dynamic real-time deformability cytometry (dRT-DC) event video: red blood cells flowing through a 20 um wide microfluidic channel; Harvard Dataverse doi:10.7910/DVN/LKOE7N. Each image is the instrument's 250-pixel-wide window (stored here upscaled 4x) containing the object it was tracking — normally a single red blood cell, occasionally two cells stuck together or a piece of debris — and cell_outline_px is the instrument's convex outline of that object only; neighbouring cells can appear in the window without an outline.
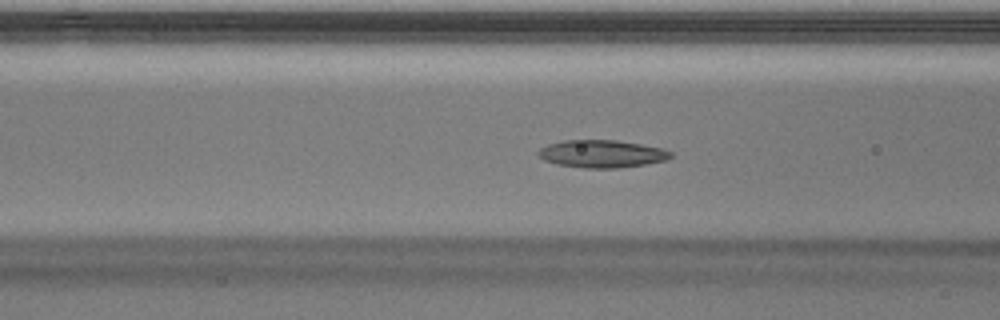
{"species": "Egyptian fruit bat (a non-hibernating species)", "species_latin": "Rousettus aegyptiacus", "temperature_condition": "warm", "stored_images_in_passage": 51, "camera_frame_rate_fps": 3000, "um_per_image_px": 0.085, "animal": {"sex": "male"}, "frame": {"image": 1, "passage_image": 20, "time_ms": 6.333, "image_size_px": [1000, 320], "cell_outline_px": [[672, 156], [668, 160], [644, 164], [616, 168], [584, 168], [556, 164], [544, 160], [536, 152], [540, 148], [548, 144], [564, 140], [616, 140], [640, 144], [660, 148], [672, 152]], "centroid_in_image_um": [51.14, 13.07], "position_along_channel_um": 115.5, "area_um2": 21.21}}
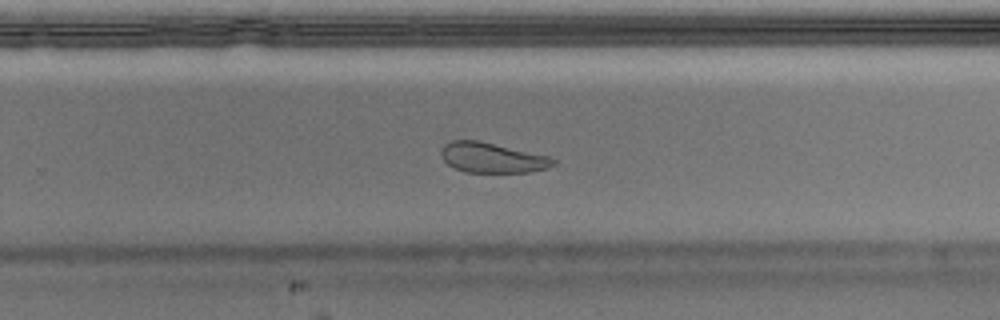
{"frame": {"image": 2, "passage_image": 33, "time_ms": 10.667, "image_size_px": [1000, 320], "cell_outline_px": [[556, 164], [548, 168], [528, 172], [464, 172], [448, 164], [440, 156], [440, 152], [444, 144], [452, 140], [476, 140], [548, 156], [556, 160]], "centroid_in_image_um": [41.81, 13.41], "position_along_channel_um": 288.0, "area_um2": 19.48}}
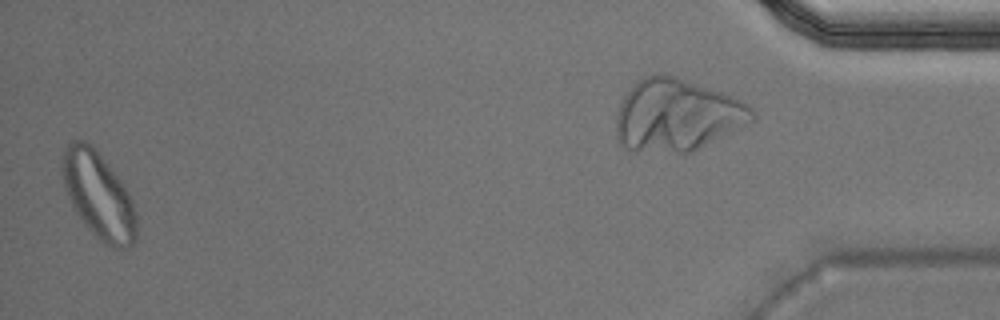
{"frame": {"image": 3, "passage_image": 50, "time_ms": 16.333, "image_size_px": [1000, 320], "cell_outline_px": [[136, 240], [132, 244], [124, 248], [116, 248], [104, 244], [88, 228], [76, 212], [64, 188], [64, 148], [72, 140], [84, 140], [92, 144], [116, 172], [128, 192], [132, 200], [136, 212]], "centroid_in_image_um": [8.41, 16.59], "position_along_channel_um": 426.8, "area_um2": 37.11}, "authors_computed_cell_mechanics": {"area_um2": 21.386, "velocity_mm_per_s": 3.9827, "shape_relaxation_time_tau1_ms": null, "shape_relaxation_time_tau2_ms": 3.5683, "deformation_change_tau1": null, "deformation_change_tau2": 0.0965}}